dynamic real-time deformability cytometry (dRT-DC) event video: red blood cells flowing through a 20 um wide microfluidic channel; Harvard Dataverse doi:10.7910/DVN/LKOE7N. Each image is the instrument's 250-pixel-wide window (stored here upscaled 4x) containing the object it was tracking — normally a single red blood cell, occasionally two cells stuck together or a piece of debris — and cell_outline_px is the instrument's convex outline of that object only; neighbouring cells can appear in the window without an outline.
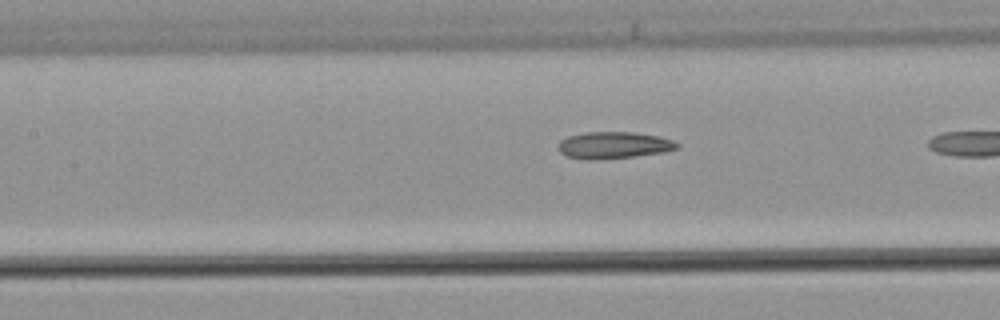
{"species": "common noctule bat (a hibernating species)", "species_latin": "Nyctalus noctula", "temperature_condition": "warm", "stored_images_in_passage": 25, "camera_frame_rate_fps": 3000, "um_per_image_px": 0.085, "animal": {"sex": "male", "body_mass_g": 21.5, "forearm_length_mm": 52.0}, "frame": {"image": 1, "passage_image": 22, "time_ms": 7.0, "image_size_px": [1000, 320], "cell_outline_px": [[680, 148], [664, 152], [632, 156], [568, 156], [560, 152], [560, 140], [568, 136], [584, 132], [632, 132], [656, 136], [672, 140], [680, 144]], "centroid_in_image_um": [52.27, 12.27], "position_along_channel_um": 155.1, "area_um2": 17.34}}